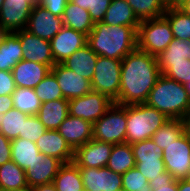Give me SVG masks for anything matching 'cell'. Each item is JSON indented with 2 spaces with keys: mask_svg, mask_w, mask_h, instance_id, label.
<instances>
[{
  "mask_svg": "<svg viewBox=\"0 0 190 191\" xmlns=\"http://www.w3.org/2000/svg\"><path fill=\"white\" fill-rule=\"evenodd\" d=\"M22 59L23 50L18 35L13 32H8L0 44V70L12 71Z\"/></svg>",
  "mask_w": 190,
  "mask_h": 191,
  "instance_id": "cell-26",
  "label": "cell"
},
{
  "mask_svg": "<svg viewBox=\"0 0 190 191\" xmlns=\"http://www.w3.org/2000/svg\"><path fill=\"white\" fill-rule=\"evenodd\" d=\"M187 0H167V9L180 8Z\"/></svg>",
  "mask_w": 190,
  "mask_h": 191,
  "instance_id": "cell-49",
  "label": "cell"
},
{
  "mask_svg": "<svg viewBox=\"0 0 190 191\" xmlns=\"http://www.w3.org/2000/svg\"><path fill=\"white\" fill-rule=\"evenodd\" d=\"M63 162L52 156L40 153V158L25 170L29 187L52 183Z\"/></svg>",
  "mask_w": 190,
  "mask_h": 191,
  "instance_id": "cell-19",
  "label": "cell"
},
{
  "mask_svg": "<svg viewBox=\"0 0 190 191\" xmlns=\"http://www.w3.org/2000/svg\"><path fill=\"white\" fill-rule=\"evenodd\" d=\"M127 105L113 103L92 125L93 139L121 144L126 141Z\"/></svg>",
  "mask_w": 190,
  "mask_h": 191,
  "instance_id": "cell-7",
  "label": "cell"
},
{
  "mask_svg": "<svg viewBox=\"0 0 190 191\" xmlns=\"http://www.w3.org/2000/svg\"><path fill=\"white\" fill-rule=\"evenodd\" d=\"M170 23L174 38L190 41V16L179 8L166 9L163 15Z\"/></svg>",
  "mask_w": 190,
  "mask_h": 191,
  "instance_id": "cell-35",
  "label": "cell"
},
{
  "mask_svg": "<svg viewBox=\"0 0 190 191\" xmlns=\"http://www.w3.org/2000/svg\"><path fill=\"white\" fill-rule=\"evenodd\" d=\"M64 27L62 17H58L37 2L28 18L25 30L39 38L50 41Z\"/></svg>",
  "mask_w": 190,
  "mask_h": 191,
  "instance_id": "cell-13",
  "label": "cell"
},
{
  "mask_svg": "<svg viewBox=\"0 0 190 191\" xmlns=\"http://www.w3.org/2000/svg\"><path fill=\"white\" fill-rule=\"evenodd\" d=\"M169 119H183L190 109V99L185 85L161 74L145 102Z\"/></svg>",
  "mask_w": 190,
  "mask_h": 191,
  "instance_id": "cell-3",
  "label": "cell"
},
{
  "mask_svg": "<svg viewBox=\"0 0 190 191\" xmlns=\"http://www.w3.org/2000/svg\"><path fill=\"white\" fill-rule=\"evenodd\" d=\"M28 116L17 109H10L0 118V133L10 141L19 138L23 133L24 120Z\"/></svg>",
  "mask_w": 190,
  "mask_h": 191,
  "instance_id": "cell-33",
  "label": "cell"
},
{
  "mask_svg": "<svg viewBox=\"0 0 190 191\" xmlns=\"http://www.w3.org/2000/svg\"><path fill=\"white\" fill-rule=\"evenodd\" d=\"M137 29L97 22L87 35V44L98 56L122 60L137 48Z\"/></svg>",
  "mask_w": 190,
  "mask_h": 191,
  "instance_id": "cell-2",
  "label": "cell"
},
{
  "mask_svg": "<svg viewBox=\"0 0 190 191\" xmlns=\"http://www.w3.org/2000/svg\"><path fill=\"white\" fill-rule=\"evenodd\" d=\"M69 100L57 99L42 103L37 114L47 130H57L69 115Z\"/></svg>",
  "mask_w": 190,
  "mask_h": 191,
  "instance_id": "cell-24",
  "label": "cell"
},
{
  "mask_svg": "<svg viewBox=\"0 0 190 191\" xmlns=\"http://www.w3.org/2000/svg\"><path fill=\"white\" fill-rule=\"evenodd\" d=\"M113 145L112 143L91 139L74 151L73 162L78 167H106Z\"/></svg>",
  "mask_w": 190,
  "mask_h": 191,
  "instance_id": "cell-15",
  "label": "cell"
},
{
  "mask_svg": "<svg viewBox=\"0 0 190 191\" xmlns=\"http://www.w3.org/2000/svg\"><path fill=\"white\" fill-rule=\"evenodd\" d=\"M162 157L175 180L190 179V137L186 133L165 146Z\"/></svg>",
  "mask_w": 190,
  "mask_h": 191,
  "instance_id": "cell-10",
  "label": "cell"
},
{
  "mask_svg": "<svg viewBox=\"0 0 190 191\" xmlns=\"http://www.w3.org/2000/svg\"><path fill=\"white\" fill-rule=\"evenodd\" d=\"M11 160V141L0 133V166Z\"/></svg>",
  "mask_w": 190,
  "mask_h": 191,
  "instance_id": "cell-44",
  "label": "cell"
},
{
  "mask_svg": "<svg viewBox=\"0 0 190 191\" xmlns=\"http://www.w3.org/2000/svg\"><path fill=\"white\" fill-rule=\"evenodd\" d=\"M114 101L99 92L91 91L84 96L69 100V115L93 124L112 106Z\"/></svg>",
  "mask_w": 190,
  "mask_h": 191,
  "instance_id": "cell-11",
  "label": "cell"
},
{
  "mask_svg": "<svg viewBox=\"0 0 190 191\" xmlns=\"http://www.w3.org/2000/svg\"><path fill=\"white\" fill-rule=\"evenodd\" d=\"M182 122L184 124V132L190 137V109L185 113Z\"/></svg>",
  "mask_w": 190,
  "mask_h": 191,
  "instance_id": "cell-47",
  "label": "cell"
},
{
  "mask_svg": "<svg viewBox=\"0 0 190 191\" xmlns=\"http://www.w3.org/2000/svg\"><path fill=\"white\" fill-rule=\"evenodd\" d=\"M40 158L35 142L17 138L11 141V160L24 171Z\"/></svg>",
  "mask_w": 190,
  "mask_h": 191,
  "instance_id": "cell-28",
  "label": "cell"
},
{
  "mask_svg": "<svg viewBox=\"0 0 190 191\" xmlns=\"http://www.w3.org/2000/svg\"><path fill=\"white\" fill-rule=\"evenodd\" d=\"M28 186L25 171L12 160L0 166V191Z\"/></svg>",
  "mask_w": 190,
  "mask_h": 191,
  "instance_id": "cell-31",
  "label": "cell"
},
{
  "mask_svg": "<svg viewBox=\"0 0 190 191\" xmlns=\"http://www.w3.org/2000/svg\"><path fill=\"white\" fill-rule=\"evenodd\" d=\"M35 143L45 156L55 157L64 164L73 162L74 150L57 130H46Z\"/></svg>",
  "mask_w": 190,
  "mask_h": 191,
  "instance_id": "cell-20",
  "label": "cell"
},
{
  "mask_svg": "<svg viewBox=\"0 0 190 191\" xmlns=\"http://www.w3.org/2000/svg\"><path fill=\"white\" fill-rule=\"evenodd\" d=\"M84 191H123L122 177L107 167H79Z\"/></svg>",
  "mask_w": 190,
  "mask_h": 191,
  "instance_id": "cell-14",
  "label": "cell"
},
{
  "mask_svg": "<svg viewBox=\"0 0 190 191\" xmlns=\"http://www.w3.org/2000/svg\"><path fill=\"white\" fill-rule=\"evenodd\" d=\"M178 191H190V179H179Z\"/></svg>",
  "mask_w": 190,
  "mask_h": 191,
  "instance_id": "cell-48",
  "label": "cell"
},
{
  "mask_svg": "<svg viewBox=\"0 0 190 191\" xmlns=\"http://www.w3.org/2000/svg\"><path fill=\"white\" fill-rule=\"evenodd\" d=\"M169 118L146 103L127 105L126 141L130 145L152 137Z\"/></svg>",
  "mask_w": 190,
  "mask_h": 191,
  "instance_id": "cell-4",
  "label": "cell"
},
{
  "mask_svg": "<svg viewBox=\"0 0 190 191\" xmlns=\"http://www.w3.org/2000/svg\"><path fill=\"white\" fill-rule=\"evenodd\" d=\"M69 0H38V2L52 14L62 17Z\"/></svg>",
  "mask_w": 190,
  "mask_h": 191,
  "instance_id": "cell-43",
  "label": "cell"
},
{
  "mask_svg": "<svg viewBox=\"0 0 190 191\" xmlns=\"http://www.w3.org/2000/svg\"><path fill=\"white\" fill-rule=\"evenodd\" d=\"M34 90L42 103L64 99L62 90L51 72L34 88Z\"/></svg>",
  "mask_w": 190,
  "mask_h": 191,
  "instance_id": "cell-37",
  "label": "cell"
},
{
  "mask_svg": "<svg viewBox=\"0 0 190 191\" xmlns=\"http://www.w3.org/2000/svg\"><path fill=\"white\" fill-rule=\"evenodd\" d=\"M3 3H4V0H0V10H1Z\"/></svg>",
  "mask_w": 190,
  "mask_h": 191,
  "instance_id": "cell-55",
  "label": "cell"
},
{
  "mask_svg": "<svg viewBox=\"0 0 190 191\" xmlns=\"http://www.w3.org/2000/svg\"><path fill=\"white\" fill-rule=\"evenodd\" d=\"M185 89L187 91L188 97L190 99V73L185 78Z\"/></svg>",
  "mask_w": 190,
  "mask_h": 191,
  "instance_id": "cell-51",
  "label": "cell"
},
{
  "mask_svg": "<svg viewBox=\"0 0 190 191\" xmlns=\"http://www.w3.org/2000/svg\"><path fill=\"white\" fill-rule=\"evenodd\" d=\"M136 165L132 147L129 143L114 144L107 168L113 172L123 175Z\"/></svg>",
  "mask_w": 190,
  "mask_h": 191,
  "instance_id": "cell-30",
  "label": "cell"
},
{
  "mask_svg": "<svg viewBox=\"0 0 190 191\" xmlns=\"http://www.w3.org/2000/svg\"><path fill=\"white\" fill-rule=\"evenodd\" d=\"M50 71L48 65L22 59L12 69L15 86L34 89Z\"/></svg>",
  "mask_w": 190,
  "mask_h": 191,
  "instance_id": "cell-22",
  "label": "cell"
},
{
  "mask_svg": "<svg viewBox=\"0 0 190 191\" xmlns=\"http://www.w3.org/2000/svg\"><path fill=\"white\" fill-rule=\"evenodd\" d=\"M13 98L12 95H2L0 96V118L4 116V114L13 109Z\"/></svg>",
  "mask_w": 190,
  "mask_h": 191,
  "instance_id": "cell-45",
  "label": "cell"
},
{
  "mask_svg": "<svg viewBox=\"0 0 190 191\" xmlns=\"http://www.w3.org/2000/svg\"><path fill=\"white\" fill-rule=\"evenodd\" d=\"M53 183L57 191H84L79 167L74 162L63 164Z\"/></svg>",
  "mask_w": 190,
  "mask_h": 191,
  "instance_id": "cell-29",
  "label": "cell"
},
{
  "mask_svg": "<svg viewBox=\"0 0 190 191\" xmlns=\"http://www.w3.org/2000/svg\"><path fill=\"white\" fill-rule=\"evenodd\" d=\"M31 191H57V189L54 183L52 182L44 185L31 187Z\"/></svg>",
  "mask_w": 190,
  "mask_h": 191,
  "instance_id": "cell-46",
  "label": "cell"
},
{
  "mask_svg": "<svg viewBox=\"0 0 190 191\" xmlns=\"http://www.w3.org/2000/svg\"><path fill=\"white\" fill-rule=\"evenodd\" d=\"M135 158V167L147 178L151 180L160 177L162 172L166 171L163 160V150L152 138L137 142L131 145Z\"/></svg>",
  "mask_w": 190,
  "mask_h": 191,
  "instance_id": "cell-9",
  "label": "cell"
},
{
  "mask_svg": "<svg viewBox=\"0 0 190 191\" xmlns=\"http://www.w3.org/2000/svg\"><path fill=\"white\" fill-rule=\"evenodd\" d=\"M160 1L165 5V7L167 9V0H160Z\"/></svg>",
  "mask_w": 190,
  "mask_h": 191,
  "instance_id": "cell-54",
  "label": "cell"
},
{
  "mask_svg": "<svg viewBox=\"0 0 190 191\" xmlns=\"http://www.w3.org/2000/svg\"><path fill=\"white\" fill-rule=\"evenodd\" d=\"M38 0H4L0 10V25L7 32H17L26 28L28 18Z\"/></svg>",
  "mask_w": 190,
  "mask_h": 191,
  "instance_id": "cell-12",
  "label": "cell"
},
{
  "mask_svg": "<svg viewBox=\"0 0 190 191\" xmlns=\"http://www.w3.org/2000/svg\"><path fill=\"white\" fill-rule=\"evenodd\" d=\"M190 41L174 38L156 58L161 74L185 84L190 73Z\"/></svg>",
  "mask_w": 190,
  "mask_h": 191,
  "instance_id": "cell-6",
  "label": "cell"
},
{
  "mask_svg": "<svg viewBox=\"0 0 190 191\" xmlns=\"http://www.w3.org/2000/svg\"><path fill=\"white\" fill-rule=\"evenodd\" d=\"M179 9L190 16V0H187Z\"/></svg>",
  "mask_w": 190,
  "mask_h": 191,
  "instance_id": "cell-50",
  "label": "cell"
},
{
  "mask_svg": "<svg viewBox=\"0 0 190 191\" xmlns=\"http://www.w3.org/2000/svg\"><path fill=\"white\" fill-rule=\"evenodd\" d=\"M46 130L47 129L37 115H29L24 120L23 133L19 136V138L36 142Z\"/></svg>",
  "mask_w": 190,
  "mask_h": 191,
  "instance_id": "cell-40",
  "label": "cell"
},
{
  "mask_svg": "<svg viewBox=\"0 0 190 191\" xmlns=\"http://www.w3.org/2000/svg\"><path fill=\"white\" fill-rule=\"evenodd\" d=\"M139 21L159 18L164 15L165 5L160 0H126Z\"/></svg>",
  "mask_w": 190,
  "mask_h": 191,
  "instance_id": "cell-36",
  "label": "cell"
},
{
  "mask_svg": "<svg viewBox=\"0 0 190 191\" xmlns=\"http://www.w3.org/2000/svg\"><path fill=\"white\" fill-rule=\"evenodd\" d=\"M6 191H31V187L26 186V187H22V188H19V189H9V190H6Z\"/></svg>",
  "mask_w": 190,
  "mask_h": 191,
  "instance_id": "cell-53",
  "label": "cell"
},
{
  "mask_svg": "<svg viewBox=\"0 0 190 191\" xmlns=\"http://www.w3.org/2000/svg\"><path fill=\"white\" fill-rule=\"evenodd\" d=\"M121 60L98 56L91 80L92 91L106 95L112 101L119 97Z\"/></svg>",
  "mask_w": 190,
  "mask_h": 191,
  "instance_id": "cell-8",
  "label": "cell"
},
{
  "mask_svg": "<svg viewBox=\"0 0 190 191\" xmlns=\"http://www.w3.org/2000/svg\"><path fill=\"white\" fill-rule=\"evenodd\" d=\"M97 59L98 55L86 44L70 55L62 64L78 75L91 81Z\"/></svg>",
  "mask_w": 190,
  "mask_h": 191,
  "instance_id": "cell-23",
  "label": "cell"
},
{
  "mask_svg": "<svg viewBox=\"0 0 190 191\" xmlns=\"http://www.w3.org/2000/svg\"><path fill=\"white\" fill-rule=\"evenodd\" d=\"M151 191H178V180L166 170L157 179L149 182Z\"/></svg>",
  "mask_w": 190,
  "mask_h": 191,
  "instance_id": "cell-41",
  "label": "cell"
},
{
  "mask_svg": "<svg viewBox=\"0 0 190 191\" xmlns=\"http://www.w3.org/2000/svg\"><path fill=\"white\" fill-rule=\"evenodd\" d=\"M174 39L170 23L164 17L140 21L137 29V48L158 56Z\"/></svg>",
  "mask_w": 190,
  "mask_h": 191,
  "instance_id": "cell-5",
  "label": "cell"
},
{
  "mask_svg": "<svg viewBox=\"0 0 190 191\" xmlns=\"http://www.w3.org/2000/svg\"><path fill=\"white\" fill-rule=\"evenodd\" d=\"M15 82L12 71L0 70V96L12 95L15 91Z\"/></svg>",
  "mask_w": 190,
  "mask_h": 191,
  "instance_id": "cell-42",
  "label": "cell"
},
{
  "mask_svg": "<svg viewBox=\"0 0 190 191\" xmlns=\"http://www.w3.org/2000/svg\"><path fill=\"white\" fill-rule=\"evenodd\" d=\"M15 33L20 39L23 59L48 65L50 68L55 65L50 41L39 38L25 29Z\"/></svg>",
  "mask_w": 190,
  "mask_h": 191,
  "instance_id": "cell-18",
  "label": "cell"
},
{
  "mask_svg": "<svg viewBox=\"0 0 190 191\" xmlns=\"http://www.w3.org/2000/svg\"><path fill=\"white\" fill-rule=\"evenodd\" d=\"M50 72L55 76L64 99L81 97L92 91L91 81L68 69L62 63L55 64Z\"/></svg>",
  "mask_w": 190,
  "mask_h": 191,
  "instance_id": "cell-16",
  "label": "cell"
},
{
  "mask_svg": "<svg viewBox=\"0 0 190 191\" xmlns=\"http://www.w3.org/2000/svg\"><path fill=\"white\" fill-rule=\"evenodd\" d=\"M13 106L27 115H37L42 102L32 88L16 87L12 93Z\"/></svg>",
  "mask_w": 190,
  "mask_h": 191,
  "instance_id": "cell-32",
  "label": "cell"
},
{
  "mask_svg": "<svg viewBox=\"0 0 190 191\" xmlns=\"http://www.w3.org/2000/svg\"><path fill=\"white\" fill-rule=\"evenodd\" d=\"M7 33L8 32L0 25V44L3 42Z\"/></svg>",
  "mask_w": 190,
  "mask_h": 191,
  "instance_id": "cell-52",
  "label": "cell"
},
{
  "mask_svg": "<svg viewBox=\"0 0 190 191\" xmlns=\"http://www.w3.org/2000/svg\"><path fill=\"white\" fill-rule=\"evenodd\" d=\"M51 52L55 64L64 62L75 51L87 44V35L63 27L51 40Z\"/></svg>",
  "mask_w": 190,
  "mask_h": 191,
  "instance_id": "cell-17",
  "label": "cell"
},
{
  "mask_svg": "<svg viewBox=\"0 0 190 191\" xmlns=\"http://www.w3.org/2000/svg\"><path fill=\"white\" fill-rule=\"evenodd\" d=\"M102 22L112 26L140 25V21L126 0H111Z\"/></svg>",
  "mask_w": 190,
  "mask_h": 191,
  "instance_id": "cell-25",
  "label": "cell"
},
{
  "mask_svg": "<svg viewBox=\"0 0 190 191\" xmlns=\"http://www.w3.org/2000/svg\"><path fill=\"white\" fill-rule=\"evenodd\" d=\"M121 177L123 191H151L149 181L136 167L125 172Z\"/></svg>",
  "mask_w": 190,
  "mask_h": 191,
  "instance_id": "cell-38",
  "label": "cell"
},
{
  "mask_svg": "<svg viewBox=\"0 0 190 191\" xmlns=\"http://www.w3.org/2000/svg\"><path fill=\"white\" fill-rule=\"evenodd\" d=\"M73 4L88 10L91 20L95 23L102 22L111 0H70Z\"/></svg>",
  "mask_w": 190,
  "mask_h": 191,
  "instance_id": "cell-39",
  "label": "cell"
},
{
  "mask_svg": "<svg viewBox=\"0 0 190 191\" xmlns=\"http://www.w3.org/2000/svg\"><path fill=\"white\" fill-rule=\"evenodd\" d=\"M119 105L145 103L161 75L156 56L138 48L121 60Z\"/></svg>",
  "mask_w": 190,
  "mask_h": 191,
  "instance_id": "cell-1",
  "label": "cell"
},
{
  "mask_svg": "<svg viewBox=\"0 0 190 191\" xmlns=\"http://www.w3.org/2000/svg\"><path fill=\"white\" fill-rule=\"evenodd\" d=\"M184 132V124L181 119H169L152 135V140L162 150L165 146L177 140Z\"/></svg>",
  "mask_w": 190,
  "mask_h": 191,
  "instance_id": "cell-34",
  "label": "cell"
},
{
  "mask_svg": "<svg viewBox=\"0 0 190 191\" xmlns=\"http://www.w3.org/2000/svg\"><path fill=\"white\" fill-rule=\"evenodd\" d=\"M92 125L82 118L68 115L59 125L57 131L75 151L78 147L93 139Z\"/></svg>",
  "mask_w": 190,
  "mask_h": 191,
  "instance_id": "cell-21",
  "label": "cell"
},
{
  "mask_svg": "<svg viewBox=\"0 0 190 191\" xmlns=\"http://www.w3.org/2000/svg\"><path fill=\"white\" fill-rule=\"evenodd\" d=\"M62 19L65 27L80 31L85 35H88L94 27L88 10L78 7L70 0L66 4Z\"/></svg>",
  "mask_w": 190,
  "mask_h": 191,
  "instance_id": "cell-27",
  "label": "cell"
}]
</instances>
